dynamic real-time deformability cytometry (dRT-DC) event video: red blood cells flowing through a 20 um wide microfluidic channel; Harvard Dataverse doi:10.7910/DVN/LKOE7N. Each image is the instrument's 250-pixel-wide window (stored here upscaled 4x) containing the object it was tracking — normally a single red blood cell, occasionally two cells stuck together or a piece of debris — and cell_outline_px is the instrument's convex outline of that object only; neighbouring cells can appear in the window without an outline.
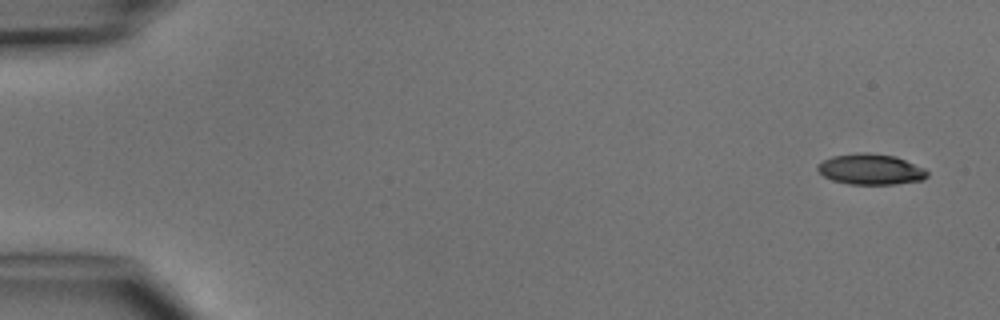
{"species": "common noctule bat (a hibernating species)", "species_latin": "Nyctalus noctula", "temperature_condition": "cold", "stored_images_in_passage": 4, "camera_frame_rate_fps": 3000, "um_per_image_px": 0.085, "animal": {"sex": "male", "body_mass_g": 15.6}, "frame": {"image": 1, "passage_image": 1, "time_ms": 0.0, "image_size_px": [1000, 320], "cell_outline_px": [[928, 176], [924, 180], [896, 184], [848, 184], [832, 180], [824, 176], [816, 168], [816, 164], [832, 156], [864, 152], [896, 156], [924, 168], [928, 172]], "centroid_in_image_um": [74.01, 14.39], "position_along_channel_um": 11.0, "area_um2": 19.65}}
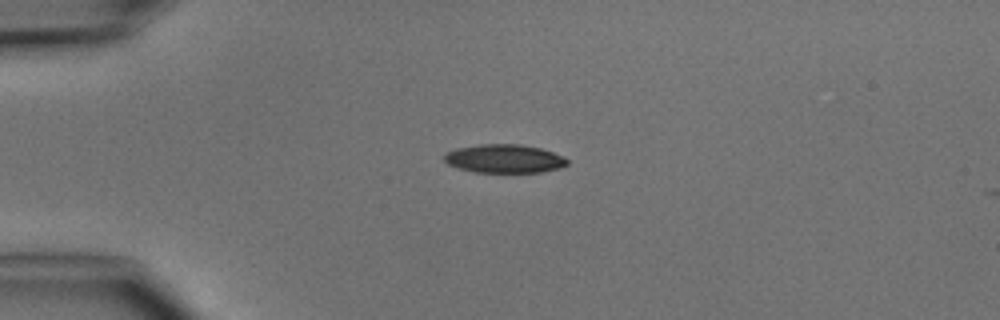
{"frame": {"image": 2, "passage_image": 4, "time_ms": 3.333, "image_size_px": [1000, 320], "cell_outline_px": [[568, 164], [560, 168], [540, 172], [476, 172], [460, 168], [448, 164], [444, 160], [444, 152], [456, 148], [480, 144], [520, 144], [540, 148], [564, 156], [568, 160]], "centroid_in_image_um": [42.87, 13.48], "position_along_channel_um": 42.1, "area_um2": 20.46}}